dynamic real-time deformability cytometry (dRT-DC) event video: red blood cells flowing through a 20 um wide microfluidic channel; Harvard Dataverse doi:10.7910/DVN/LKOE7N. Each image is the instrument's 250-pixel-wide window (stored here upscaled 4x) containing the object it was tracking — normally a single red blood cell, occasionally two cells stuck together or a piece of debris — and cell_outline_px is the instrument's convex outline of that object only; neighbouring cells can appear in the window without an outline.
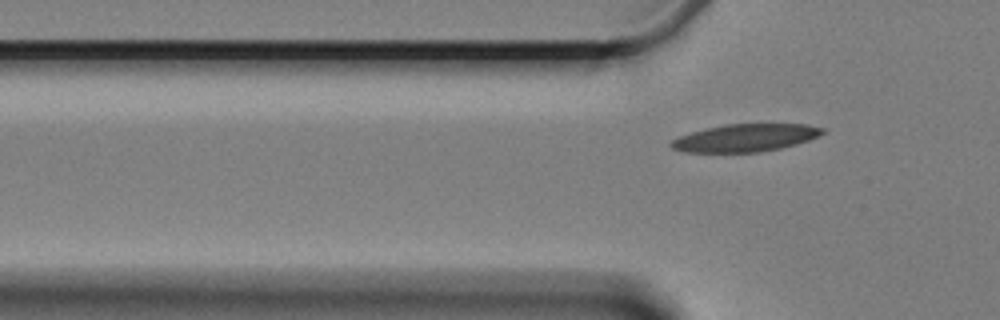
{"species": "Egyptian fruit bat (a non-hibernating species)", "species_latin": "Rousettus aegyptiacus", "temperature_condition": "cold", "stored_images_in_passage": 7, "camera_frame_rate_fps": 3000, "um_per_image_px": 0.085, "animal": {"sex": "female"}, "frame": {"image": 1, "passage_image": 7, "time_ms": 7.333, "image_size_px": [1000, 320], "cell_outline_px": [[824, 132], [820, 136], [796, 144], [780, 148], [760, 152], [688, 152], [672, 148], [668, 144], [672, 140], [680, 136], [704, 128], [724, 124], [808, 124], [824, 128]], "centroid_in_image_um": [63.37, 11.71], "position_along_channel_um": 62.4, "area_um2": 24.33}}